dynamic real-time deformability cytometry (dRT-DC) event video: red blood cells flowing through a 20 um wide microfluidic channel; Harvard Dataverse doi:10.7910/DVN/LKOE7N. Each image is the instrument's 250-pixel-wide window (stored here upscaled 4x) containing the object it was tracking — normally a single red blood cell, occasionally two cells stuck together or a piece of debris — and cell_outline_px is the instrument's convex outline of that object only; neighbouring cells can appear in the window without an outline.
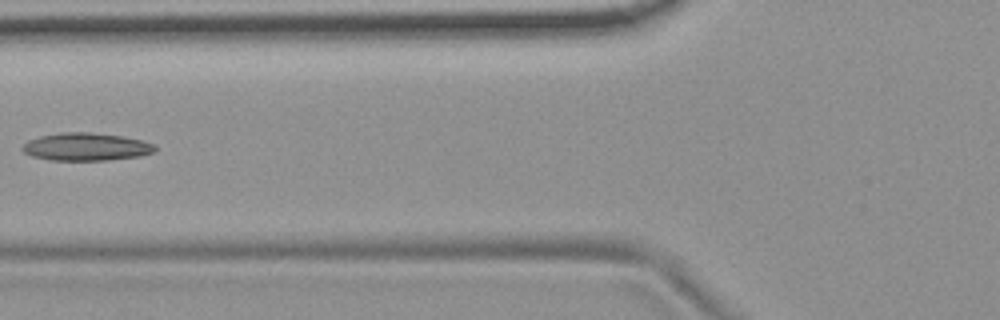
{"species": "common noctule bat (a hibernating species)", "species_latin": "Nyctalus noctula", "temperature_condition": "room temperature", "stored_images_in_passage": 3, "camera_frame_rate_fps": 3000, "um_per_image_px": 0.085, "animal": {"sex": "female", "body_mass_g": 19.9}, "frame": {"image": 1, "passage_image": 2, "time_ms": 1.333, "image_size_px": [1000, 320], "cell_outline_px": [[156, 152], [140, 156], [108, 160], [48, 160], [32, 156], [24, 152], [20, 148], [28, 140], [40, 136], [64, 132], [88, 132], [124, 136], [140, 140], [152, 144], [156, 148]], "centroid_in_image_um": [7.31, 12.48], "position_along_channel_um": 118.5, "area_um2": 21.44}}
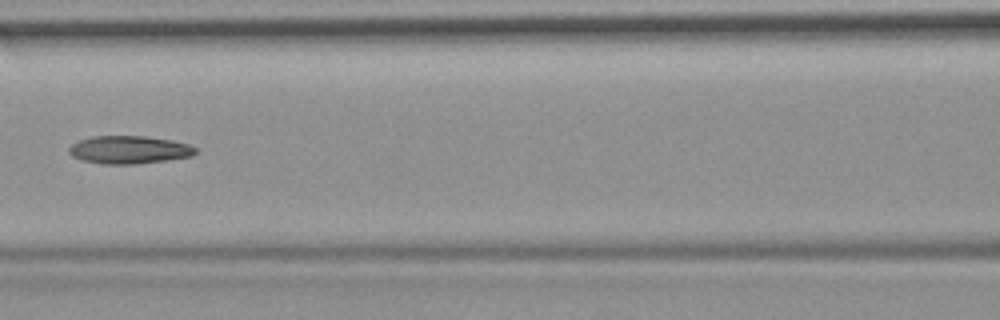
{"frame": {"image": 2, "passage_image": 3, "time_ms": 2.333, "image_size_px": [1000, 320], "cell_outline_px": [[196, 152], [192, 156], [168, 160], [136, 164], [100, 164], [80, 160], [72, 156], [68, 152], [68, 148], [72, 144], [80, 140], [92, 136], [144, 136], [172, 140], [188, 144], [196, 148]], "centroid_in_image_um": [10.95, 12.74], "position_along_channel_um": 155.6, "area_um2": 20.69}}